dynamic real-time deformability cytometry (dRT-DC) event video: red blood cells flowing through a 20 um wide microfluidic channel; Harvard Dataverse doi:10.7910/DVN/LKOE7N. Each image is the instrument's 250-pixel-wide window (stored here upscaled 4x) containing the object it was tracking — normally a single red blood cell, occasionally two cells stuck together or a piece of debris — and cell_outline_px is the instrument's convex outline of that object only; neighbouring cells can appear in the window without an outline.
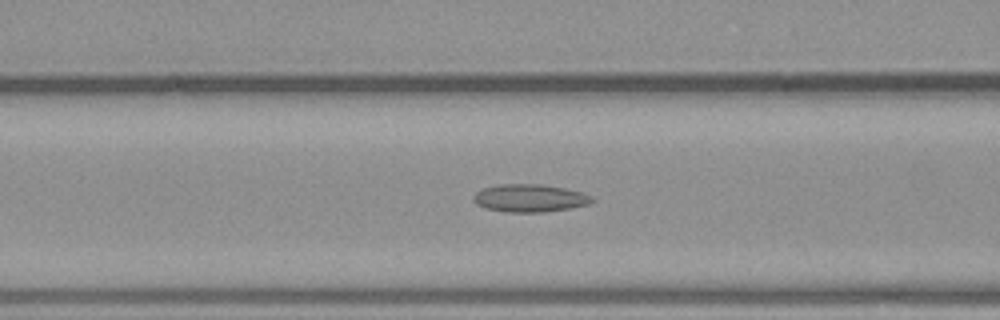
{"species": "common noctule bat (a hibernating species)", "species_latin": "Nyctalus noctula", "temperature_condition": "warm", "stored_images_in_passage": 36, "camera_frame_rate_fps": 3000, "um_per_image_px": 0.085, "animal": {"sex": "male", "body_mass_g": 23.1, "forearm_length_mm": 52.7}, "frame": {"image": 1, "passage_image": 9, "time_ms": 2.667, "image_size_px": [1000, 320], "cell_outline_px": [[596, 200], [592, 204], [572, 208], [544, 212], [508, 212], [484, 208], [476, 204], [472, 200], [472, 196], [476, 192], [484, 188], [500, 184], [540, 184], [564, 188], [584, 192], [592, 196]], "centroid_in_image_um": [45.07, 16.84], "position_along_channel_um": 121.5, "area_um2": 19.48}}
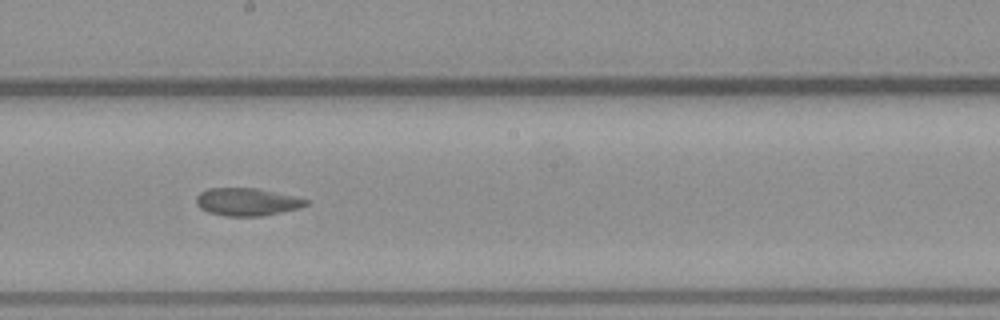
{"frame": {"image": 2, "passage_image": 16, "time_ms": 5.0, "image_size_px": [1000, 320], "cell_outline_px": [[308, 204], [300, 208], [260, 216], [224, 216], [208, 212], [200, 208], [196, 204], [196, 196], [200, 192], [208, 188], [260, 188], [296, 196], [308, 200]], "centroid_in_image_um": [20.99, 17.15], "position_along_channel_um": 227.2, "area_um2": 17.86}}
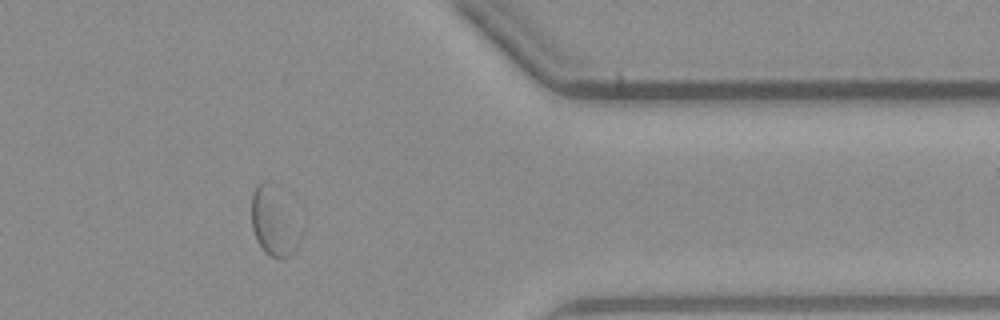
{"frame": {"image": 3, "passage_image": 28, "time_ms": 9.0, "image_size_px": [1000, 320], "cell_outline_px": [[304, 232], [296, 248], [284, 260], [280, 260], [264, 252], [256, 240], [252, 228], [252, 192], [256, 184], [264, 180], [304, 208]], "centroid_in_image_um": [23.48, 18.78], "position_along_channel_um": 387.9, "area_um2": 21.96}}